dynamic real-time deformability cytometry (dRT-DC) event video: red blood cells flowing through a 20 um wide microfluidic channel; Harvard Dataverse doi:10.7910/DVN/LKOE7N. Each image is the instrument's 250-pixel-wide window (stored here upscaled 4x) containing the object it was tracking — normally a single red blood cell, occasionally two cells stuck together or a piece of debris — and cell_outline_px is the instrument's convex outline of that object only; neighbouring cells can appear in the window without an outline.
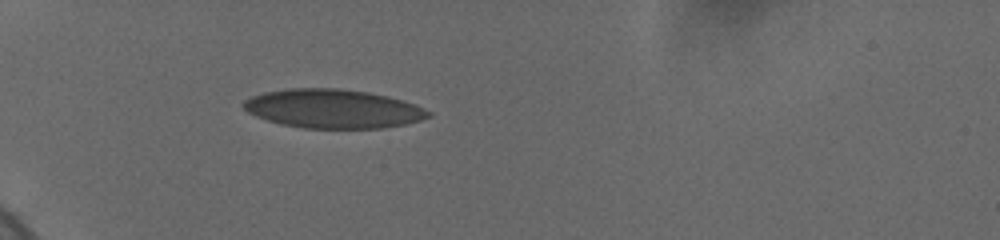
{"species": "human", "species_latin": "Homo sapiens", "temperature_condition": "cold", "stored_images_in_passage": 14, "camera_frame_rate_fps": 3000, "um_per_image_px": 0.085, "donor": {"sex": "female"}, "frame": {"image": 1, "passage_image": 4, "time_ms": 2.0, "image_size_px": [1000, 240], "cell_outline_px": [[432, 116], [420, 120], [404, 124], [384, 128], [304, 128], [280, 124], [256, 116], [248, 112], [240, 104], [244, 100], [252, 96], [264, 92], [288, 88], [340, 88], [368, 92], [388, 96], [404, 100], [416, 104], [432, 112]], "centroid_in_image_um": [28.32, 9.23], "position_along_channel_um": 56.7, "area_um2": 42.14}}
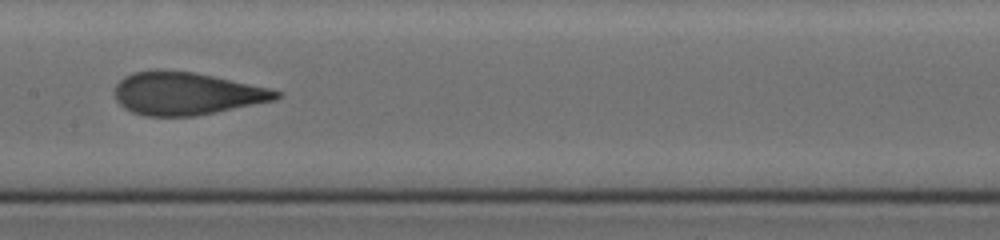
{"frame": {"image": 2, "passage_image": 10, "time_ms": 6.333, "image_size_px": [1000, 240], "cell_outline_px": [[280, 96], [276, 100], [196, 116], [144, 116], [132, 112], [124, 108], [116, 100], [116, 84], [124, 76], [132, 72], [156, 68], [192, 72], [212, 76], [268, 88], [280, 92]], "centroid_in_image_um": [15.79, 7.94], "position_along_channel_um": 191.6, "area_um2": 40.17}}
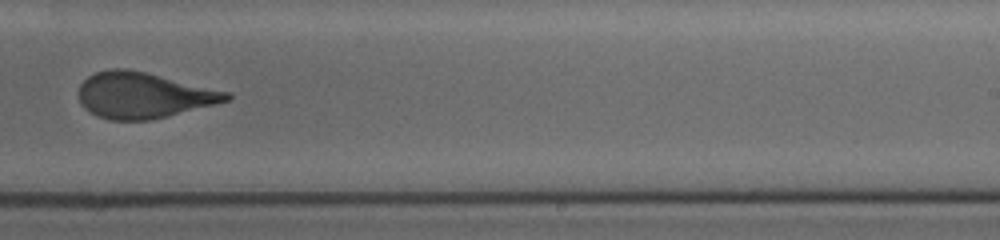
{"frame": {"image": 3, "passage_image": 13, "time_ms": 8.667, "image_size_px": [1000, 240], "cell_outline_px": [[232, 96], [228, 100], [148, 120], [108, 120], [96, 116], [84, 108], [80, 104], [76, 92], [80, 84], [88, 76], [96, 72], [112, 68], [128, 68], [232, 92]], "centroid_in_image_um": [12.11, 8.08], "position_along_channel_um": 276.9, "area_um2": 39.42}}